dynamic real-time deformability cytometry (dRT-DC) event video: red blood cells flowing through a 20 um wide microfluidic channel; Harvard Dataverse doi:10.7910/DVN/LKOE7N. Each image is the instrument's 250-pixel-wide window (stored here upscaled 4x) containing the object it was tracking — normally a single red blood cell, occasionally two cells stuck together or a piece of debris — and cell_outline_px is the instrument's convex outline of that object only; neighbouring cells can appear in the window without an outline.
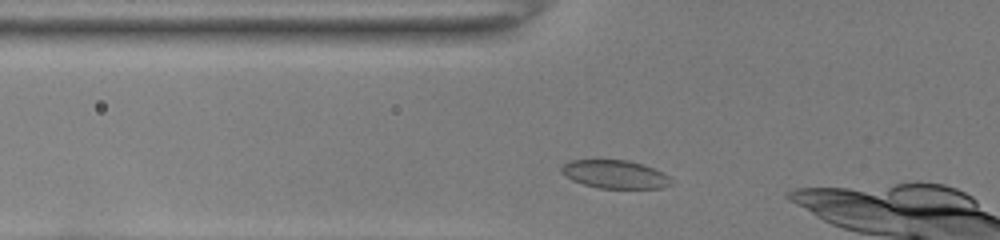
{"species": "common noctule bat (a hibernating species)", "species_latin": "Nyctalus noctula", "temperature_condition": "room temperature", "stored_images_in_passage": 8, "camera_frame_rate_fps": 3000, "um_per_image_px": 0.085, "animal": {"sex": "female", "body_mass_g": 22.0, "forearm_length_mm": 56.7}, "frame": {"image": 1, "passage_image": 2, "time_ms": 0.333, "image_size_px": [1000, 240], "cell_outline_px": [[672, 184], [660, 188], [600, 188], [584, 184], [572, 180], [560, 172], [560, 168], [564, 164], [572, 160], [628, 160], [652, 168], [668, 176]], "centroid_in_image_um": [52.23, 14.82], "position_along_channel_um": 73.6, "area_um2": 17.74}}
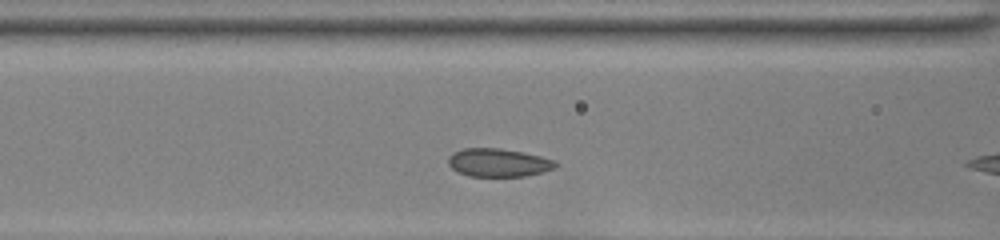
{"frame": {"image": 2, "passage_image": 6, "time_ms": 1.667, "image_size_px": [1000, 240], "cell_outline_px": [[556, 164], [552, 168], [540, 172], [524, 176], [468, 176], [452, 168], [448, 164], [448, 156], [464, 148], [500, 148], [524, 152], [540, 156], [552, 160]], "centroid_in_image_um": [42.31, 13.81], "position_along_channel_um": 124.3, "area_um2": 17.28}}